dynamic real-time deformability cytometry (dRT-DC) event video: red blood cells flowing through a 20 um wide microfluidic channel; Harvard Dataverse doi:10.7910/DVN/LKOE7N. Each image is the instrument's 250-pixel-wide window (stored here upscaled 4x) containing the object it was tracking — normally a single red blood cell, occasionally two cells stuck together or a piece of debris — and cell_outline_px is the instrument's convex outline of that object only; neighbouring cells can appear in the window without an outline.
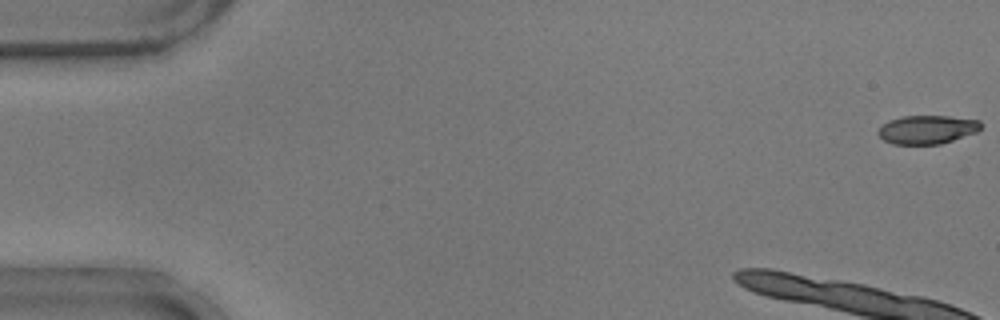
{"species": "common noctule bat (a hibernating species)", "species_latin": "Nyctalus noctula", "temperature_condition": "warm", "stored_images_in_passage": 11, "camera_frame_rate_fps": 3000, "um_per_image_px": 0.085, "animal": {"sex": "male", "body_mass_g": 17.9}, "frame": {"image": 1, "passage_image": 1, "time_ms": 0.0, "image_size_px": [1000, 320], "cell_outline_px": [[984, 124], [976, 132], [940, 144], [892, 144], [884, 140], [876, 132], [888, 120], [904, 116], [948, 116], [980, 120]], "centroid_in_image_um": [78.81, 11.01], "position_along_channel_um": 6.2, "area_um2": 17.05}}